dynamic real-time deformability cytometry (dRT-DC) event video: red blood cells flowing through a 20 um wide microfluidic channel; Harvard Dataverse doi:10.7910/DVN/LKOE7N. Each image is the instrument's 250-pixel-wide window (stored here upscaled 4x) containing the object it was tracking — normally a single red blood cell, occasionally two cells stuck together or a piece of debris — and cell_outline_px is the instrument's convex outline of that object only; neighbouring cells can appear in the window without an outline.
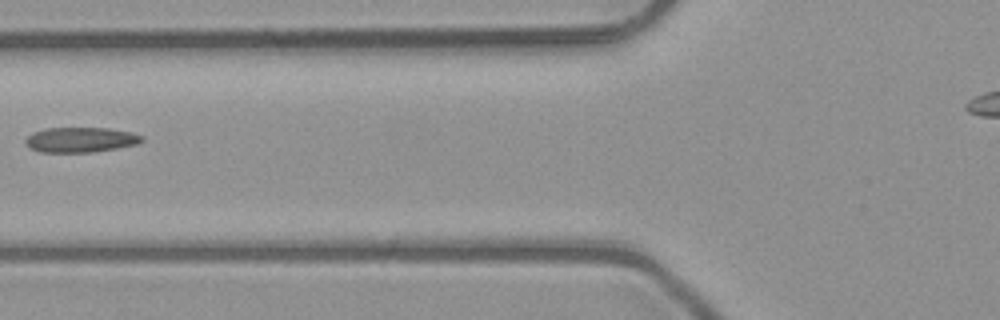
{"species": "common noctule bat (a hibernating species)", "species_latin": "Nyctalus noctula", "temperature_condition": "room temperature", "stored_images_in_passage": 4, "camera_frame_rate_fps": 3000, "um_per_image_px": 0.085, "animal": {"sex": "male", "body_mass_g": 23.1, "forearm_length_mm": 52.7}, "frame": {"image": 1, "passage_image": 3, "time_ms": 0.667, "image_size_px": [1000, 320], "cell_outline_px": [[144, 140], [136, 144], [116, 148], [92, 152], [40, 152], [28, 148], [24, 144], [24, 140], [32, 132], [44, 128], [108, 128], [132, 132], [144, 136]], "centroid_in_image_um": [6.81, 11.87], "position_along_channel_um": 119.0, "area_um2": 17.17}}
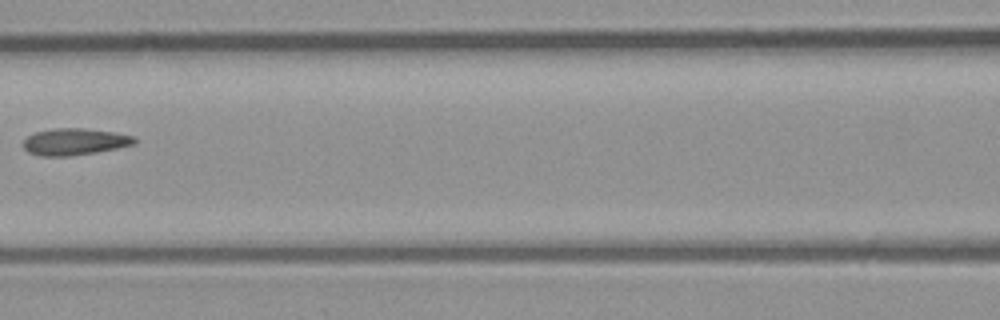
{"frame": {"image": 2, "passage_image": 4, "time_ms": 1.0, "image_size_px": [1000, 320], "cell_outline_px": [[136, 144], [96, 152], [68, 156], [40, 156], [28, 152], [24, 148], [24, 140], [28, 136], [36, 132], [52, 128], [80, 128], [112, 132], [132, 136], [136, 140]], "centroid_in_image_um": [6.32, 12.05], "position_along_channel_um": 160.3, "area_um2": 17.11}}